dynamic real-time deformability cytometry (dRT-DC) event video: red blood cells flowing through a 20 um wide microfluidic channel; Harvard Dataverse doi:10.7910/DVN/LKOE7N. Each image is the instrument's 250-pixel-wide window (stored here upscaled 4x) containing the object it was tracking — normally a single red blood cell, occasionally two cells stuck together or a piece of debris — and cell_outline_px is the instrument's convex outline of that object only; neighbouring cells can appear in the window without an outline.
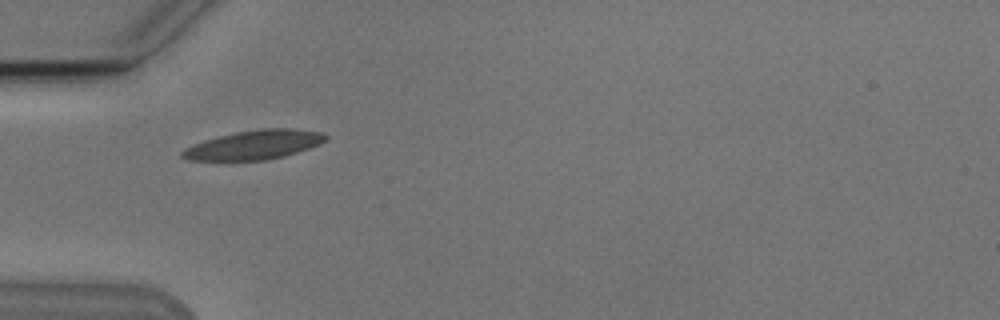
{"species": "Egyptian fruit bat (a non-hibernating species)", "species_latin": "Rousettus aegyptiacus", "temperature_condition": "cold", "stored_images_in_passage": 3, "camera_frame_rate_fps": 3000, "um_per_image_px": 0.085, "animal": {"sex": "male"}, "frame": {"image": 1, "passage_image": 2, "time_ms": 1.333, "image_size_px": [1000, 320], "cell_outline_px": [[328, 136], [320, 144], [284, 156], [264, 160], [188, 160], [180, 156], [180, 152], [184, 148], [204, 140], [236, 132], [260, 128], [296, 128], [324, 132]], "centroid_in_image_um": [21.61, 12.3], "position_along_channel_um": 63.4, "area_um2": 24.33}}